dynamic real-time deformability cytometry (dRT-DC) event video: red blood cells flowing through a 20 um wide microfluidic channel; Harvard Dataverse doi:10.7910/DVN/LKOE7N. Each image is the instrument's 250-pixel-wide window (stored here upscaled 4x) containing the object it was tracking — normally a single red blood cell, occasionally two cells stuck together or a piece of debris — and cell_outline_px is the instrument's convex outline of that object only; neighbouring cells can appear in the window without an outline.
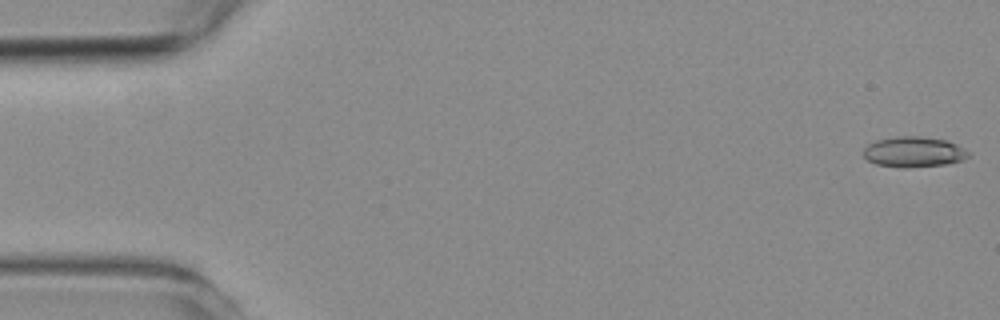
{"species": "common noctule bat (a hibernating species)", "species_latin": "Nyctalus noctula", "temperature_condition": "room temperature", "stored_images_in_passage": 52, "camera_frame_rate_fps": 3000, "um_per_image_px": 0.085, "animal": {"sex": "female", "body_mass_g": 19.3, "forearm_length_mm": 54.1}, "frame": {"image": 1, "passage_image": 1, "time_ms": 0.0, "image_size_px": [1000, 320], "cell_outline_px": [[968, 156], [960, 160], [944, 164], [908, 168], [900, 168], [876, 164], [868, 160], [864, 156], [864, 148], [868, 144], [876, 140], [896, 136], [920, 136], [944, 140], [956, 144], [968, 152]], "centroid_in_image_um": [77.61, 12.91], "position_along_channel_um": 7.4, "area_um2": 18.44}}
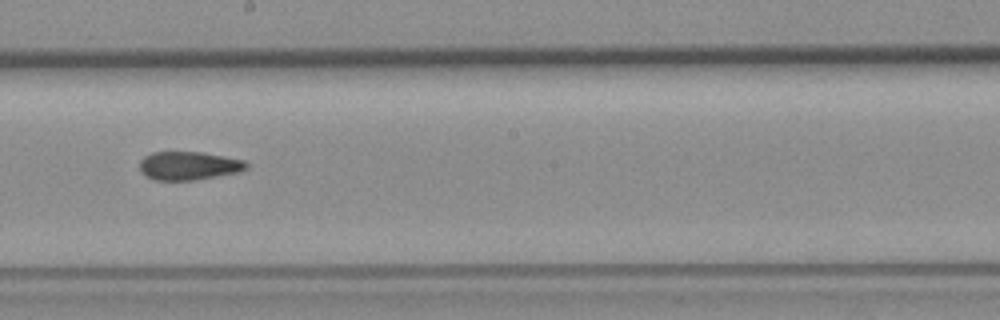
{"frame": {"image": 2, "passage_image": 30, "time_ms": 9.667, "image_size_px": [1000, 320], "cell_outline_px": [[248, 168], [240, 172], [192, 180], [156, 180], [140, 172], [140, 160], [144, 156], [152, 152], [204, 152], [244, 160], [248, 164]], "centroid_in_image_um": [16.05, 14.08], "position_along_channel_um": 232.1, "area_um2": 17.69}}
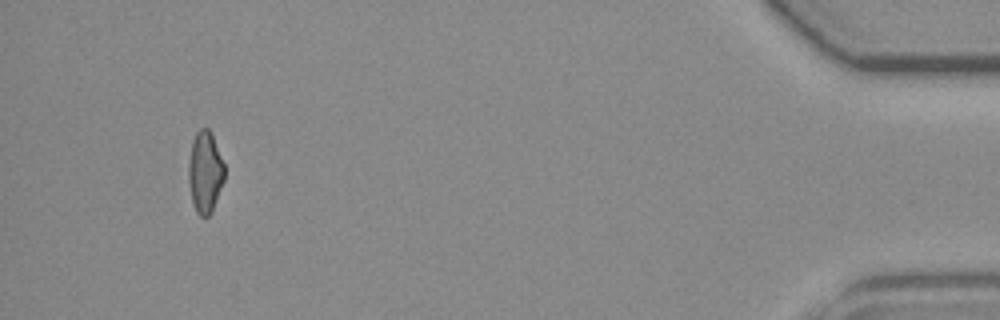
{"frame": {"image": 3, "passage_image": 51, "time_ms": 16.667, "image_size_px": [1000, 320], "cell_outline_px": [[224, 180], [212, 212], [208, 216], [200, 216], [196, 212], [192, 200], [188, 180], [188, 164], [192, 140], [196, 132], [200, 128], [208, 128], [212, 132], [224, 164]], "centroid_in_image_um": [17.43, 14.6], "position_along_channel_um": 417.8, "area_um2": 17.22}}